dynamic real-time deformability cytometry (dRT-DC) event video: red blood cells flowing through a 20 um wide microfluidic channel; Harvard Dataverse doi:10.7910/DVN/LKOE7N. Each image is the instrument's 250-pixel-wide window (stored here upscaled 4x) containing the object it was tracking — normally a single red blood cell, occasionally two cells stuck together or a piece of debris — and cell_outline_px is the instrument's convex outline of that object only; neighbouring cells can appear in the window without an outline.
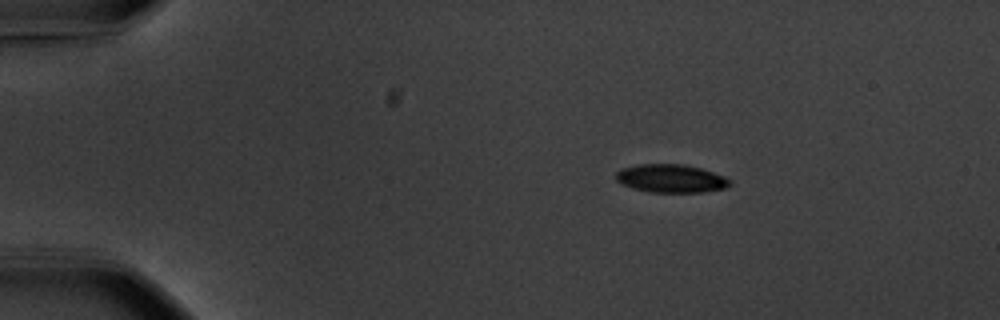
{"species": "common noctule bat (a hibernating species)", "species_latin": "Nyctalus noctula", "temperature_condition": "warm", "stored_images_in_passage": 47, "camera_frame_rate_fps": 3000, "um_per_image_px": 0.085, "animal": {"sex": "male", "body_mass_g": 20.1, "forearm_length_mm": 53.5}, "frame": {"image": 1, "passage_image": 1, "time_ms": 0.0, "image_size_px": [1000, 320], "cell_outline_px": [[732, 184], [724, 188], [704, 192], [648, 192], [632, 188], [620, 184], [616, 180], [616, 172], [620, 168], [640, 164], [684, 164], [700, 168], [724, 176], [732, 180]], "centroid_in_image_um": [57.01, 15.17], "position_along_channel_um": 28.0, "area_um2": 18.9}}
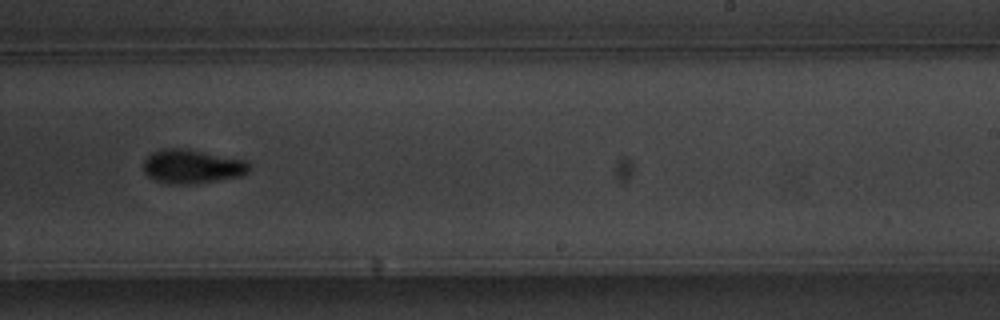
{"frame": {"image": 2, "passage_image": 27, "time_ms": 8.667, "image_size_px": [1000, 320], "cell_outline_px": [[248, 172], [240, 176], [192, 184], [164, 184], [148, 176], [144, 172], [144, 160], [152, 152], [164, 148], [180, 148], [248, 160]], "centroid_in_image_um": [16.29, 14.15], "position_along_channel_um": 272.7, "area_um2": 20.75}}
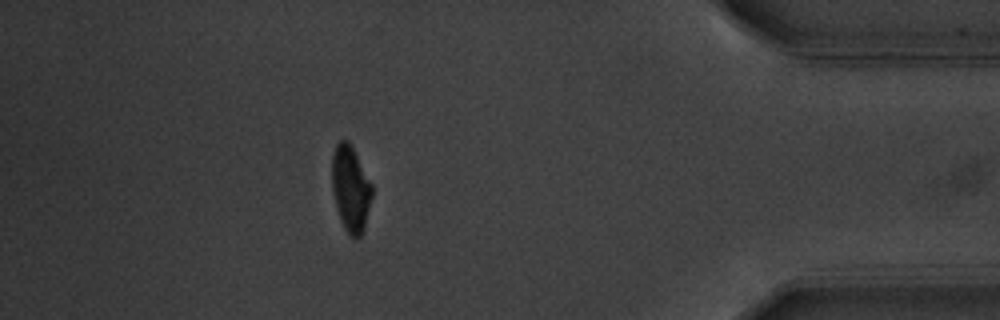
{"frame": {"image": 3, "passage_image": 41, "time_ms": 13.333, "image_size_px": [1000, 320], "cell_outline_px": [[372, 196], [364, 232], [360, 236], [352, 236], [344, 228], [340, 220], [336, 208], [332, 188], [332, 156], [336, 144], [340, 140], [348, 140], [372, 184]], "centroid_in_image_um": [29.8, 16.05], "position_along_channel_um": 405.4, "area_um2": 19.94}, "authors_computed_cell_mechanics": {"area_um2": 20.0566, "velocity_mm_per_s": 3.6754, "shape_relaxation_time_tau1_ms": 3.7652, "shape_relaxation_time_tau2_ms": 3.8908, "deformation_change_tau1": 0.1666, "deformation_change_tau2": 0.0942}}